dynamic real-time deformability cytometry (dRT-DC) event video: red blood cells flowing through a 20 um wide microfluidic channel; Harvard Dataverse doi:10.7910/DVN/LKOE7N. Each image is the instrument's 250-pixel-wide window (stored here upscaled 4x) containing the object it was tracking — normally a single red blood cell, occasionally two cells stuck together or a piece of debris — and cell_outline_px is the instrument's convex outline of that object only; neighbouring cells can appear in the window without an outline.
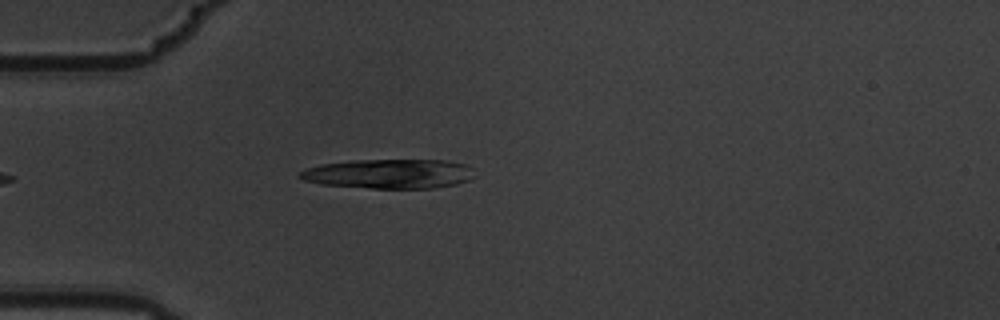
{"species": "common noctule bat (a hibernating species)", "species_latin": "Nyctalus noctula", "temperature_condition": "warm", "stored_images_in_passage": 4, "camera_frame_rate_fps": 3000, "um_per_image_px": 0.085, "animal": {"sex": "male", "body_mass_g": 19.5, "forearm_length_mm": 54.6}, "frame": {"image": 1, "passage_image": 4, "time_ms": 1.0, "image_size_px": [1000, 320], "cell_outline_px": [[476, 176], [468, 180], [456, 184], [432, 188], [372, 188], [320, 184], [304, 180], [296, 176], [300, 172], [308, 168], [320, 164], [352, 160], [448, 160], [464, 164], [472, 168]], "centroid_in_image_um": [33.09, 14.77], "position_along_channel_um": 51.9, "area_um2": 30.06}}